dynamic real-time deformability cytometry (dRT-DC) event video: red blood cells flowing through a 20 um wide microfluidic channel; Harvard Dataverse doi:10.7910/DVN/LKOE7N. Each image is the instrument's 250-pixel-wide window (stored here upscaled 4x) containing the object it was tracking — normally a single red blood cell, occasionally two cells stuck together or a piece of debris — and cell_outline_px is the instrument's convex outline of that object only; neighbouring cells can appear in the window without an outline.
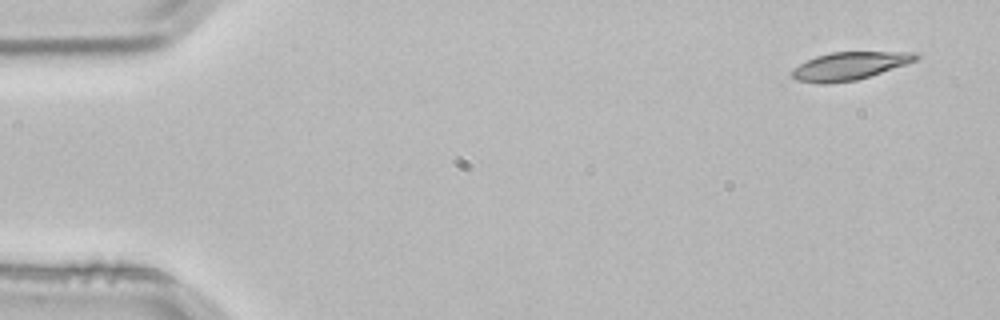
{"species": "common noctule bat (a hibernating species)", "species_latin": "Nyctalus noctula", "temperature_condition": "room temperature", "stored_images_in_passage": 3, "camera_frame_rate_fps": 3000, "um_per_image_px": 0.085, "animal": {"sex": "male", "body_mass_g": 21.5, "forearm_length_mm": 52.0}, "frame": {"image": 1, "passage_image": 1, "time_ms": 0.0, "image_size_px": [1000, 320], "cell_outline_px": [[920, 56], [916, 60], [856, 80], [828, 84], [820, 84], [796, 80], [788, 72], [792, 68], [816, 56], [832, 52], [920, 52]], "centroid_in_image_um": [72.15, 5.61], "position_along_channel_um": 12.9, "area_um2": 20.0}}